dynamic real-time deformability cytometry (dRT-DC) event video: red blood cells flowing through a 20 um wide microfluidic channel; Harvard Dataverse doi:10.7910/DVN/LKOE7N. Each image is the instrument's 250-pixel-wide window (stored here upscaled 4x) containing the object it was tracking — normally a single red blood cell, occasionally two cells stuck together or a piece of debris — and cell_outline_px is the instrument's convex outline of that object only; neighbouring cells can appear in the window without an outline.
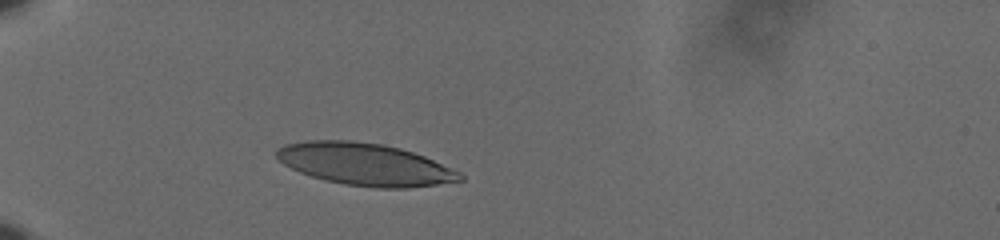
{"species": "human", "species_latin": "Homo sapiens", "temperature_condition": "cold", "stored_images_in_passage": 35, "camera_frame_rate_fps": 3000, "um_per_image_px": 0.085, "donor": {"sex": "male"}, "frame": {"image": 1, "passage_image": 1, "time_ms": 0.0, "image_size_px": [1000, 240], "cell_outline_px": [[464, 180], [408, 188], [376, 188], [344, 184], [324, 180], [300, 172], [284, 164], [276, 156], [276, 148], [284, 144], [308, 140], [352, 140], [384, 144], [400, 148], [424, 156], [460, 172], [464, 176]], "centroid_in_image_um": [31.01, 13.95], "position_along_channel_um": 54.0, "area_um2": 45.08}}
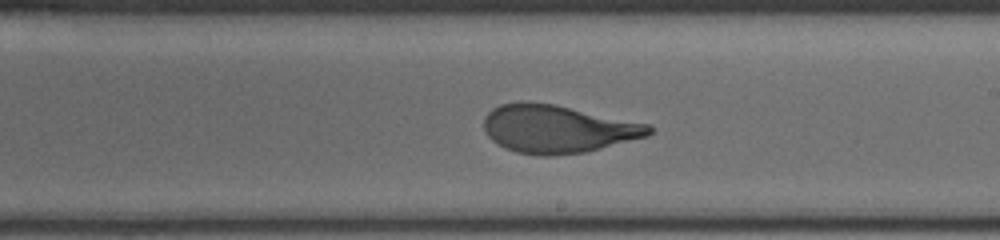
{"frame": {"image": 2, "passage_image": 19, "time_ms": 6.0, "image_size_px": [1000, 240], "cell_outline_px": [[652, 132], [648, 136], [584, 152], [552, 156], [540, 156], [516, 152], [504, 148], [492, 140], [484, 132], [484, 116], [492, 108], [500, 104], [552, 104], [652, 124]], "centroid_in_image_um": [47.41, 10.99], "position_along_channel_um": 241.6, "area_um2": 45.6}}
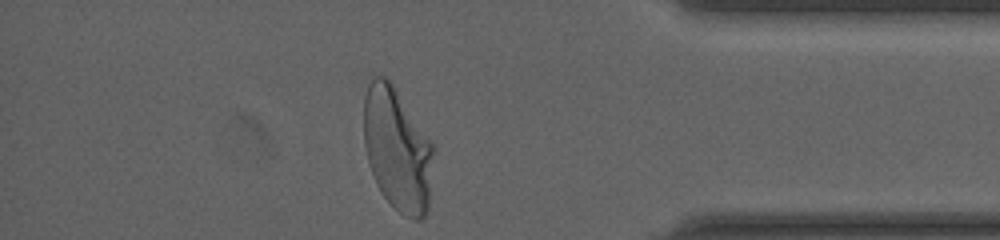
{"frame": {"image": 3, "passage_image": 34, "time_ms": 11.0, "image_size_px": [1000, 240], "cell_outline_px": [[436, 148], [428, 208], [424, 216], [420, 220], [416, 220], [404, 216], [380, 192], [376, 184], [368, 164], [364, 144], [364, 96], [368, 84], [372, 76], [384, 76], [392, 84]], "centroid_in_image_um": [33.78, 12.72], "position_along_channel_um": 401.4, "area_um2": 50.29}, "authors_computed_cell_mechanics": {"area_um2": 46.1822, "velocity_mm_per_s": 3.6, "shape_relaxation_time_tau1_ms": 4.5763, "shape_relaxation_time_tau2_ms": 0.8108, "deformation_change_tau1": 0.2042, "deformation_change_tau2": 0.0834}}